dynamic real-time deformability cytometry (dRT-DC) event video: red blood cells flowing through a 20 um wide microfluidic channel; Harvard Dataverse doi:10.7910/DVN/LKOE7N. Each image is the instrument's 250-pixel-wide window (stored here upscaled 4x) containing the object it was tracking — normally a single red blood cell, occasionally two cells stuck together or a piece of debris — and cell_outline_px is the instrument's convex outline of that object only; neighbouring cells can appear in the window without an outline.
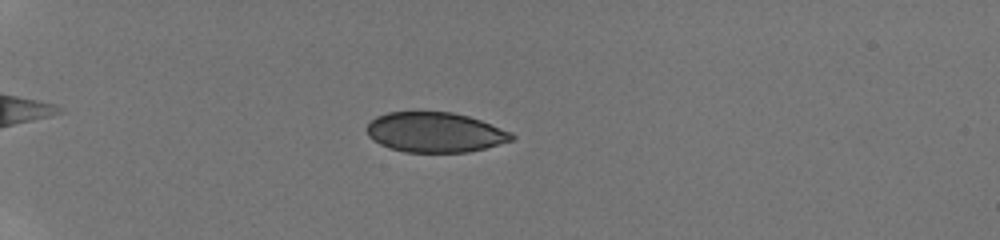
{"species": "human", "species_latin": "Homo sapiens", "temperature_condition": "room temperature", "stored_images_in_passage": 36, "camera_frame_rate_fps": 3000, "um_per_image_px": 0.085, "donor": {"sex": "male"}, "frame": {"image": 1, "passage_image": 19, "time_ms": 5.667, "image_size_px": [1000, 240], "cell_outline_px": [[516, 136], [512, 140], [484, 148], [468, 152], [404, 152], [388, 148], [380, 144], [368, 136], [364, 128], [376, 116], [388, 112], [452, 112], [468, 116], [480, 120], [512, 132]], "centroid_in_image_um": [36.95, 11.25], "position_along_channel_um": 48.1, "area_um2": 33.81}}
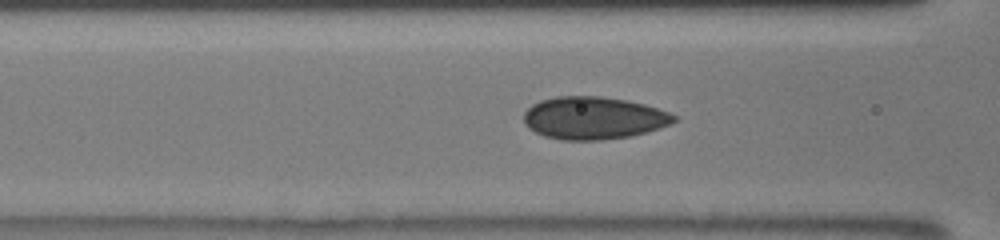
{"frame": {"image": 2, "passage_image": 29, "time_ms": 8.667, "image_size_px": [1000, 240], "cell_outline_px": [[676, 120], [660, 128], [628, 136], [600, 140], [560, 140], [544, 136], [528, 128], [524, 124], [524, 112], [532, 104], [540, 100], [556, 96], [600, 96], [628, 100], [644, 104], [668, 112], [676, 116]], "centroid_in_image_um": [50.4, 10.02], "position_along_channel_um": 116.2, "area_um2": 37.17}}
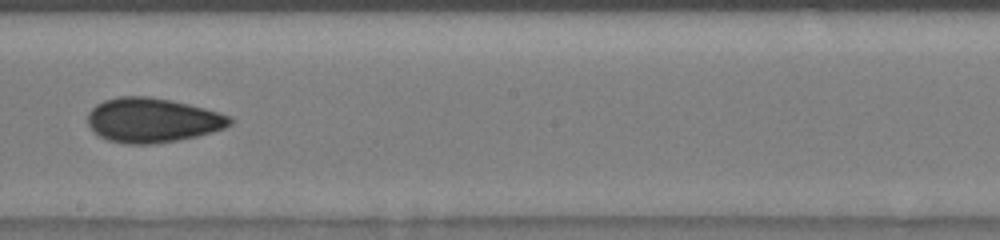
{"frame": {"image": 3, "passage_image": 35, "time_ms": 11.667, "image_size_px": [1000, 240], "cell_outline_px": [[236, 120], [232, 124], [224, 128], [212, 132], [196, 136], [176, 140], [152, 144], [124, 144], [108, 140], [100, 136], [88, 124], [88, 112], [96, 104], [104, 100], [120, 96], [148, 96], [188, 104], [204, 108], [232, 116]], "centroid_in_image_um": [12.98, 10.21], "position_along_channel_um": 235.2, "area_um2": 36.82}}